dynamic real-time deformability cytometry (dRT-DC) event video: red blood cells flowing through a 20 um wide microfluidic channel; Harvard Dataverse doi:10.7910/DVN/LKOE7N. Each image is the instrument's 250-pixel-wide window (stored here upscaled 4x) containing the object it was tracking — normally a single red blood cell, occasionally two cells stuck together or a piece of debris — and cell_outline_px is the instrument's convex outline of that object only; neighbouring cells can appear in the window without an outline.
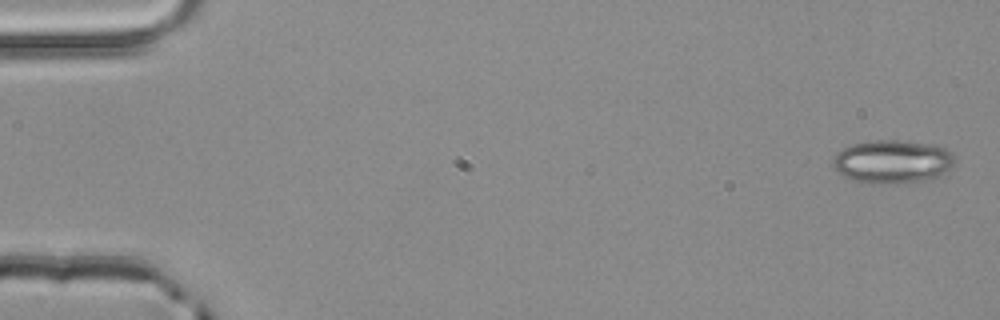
{"species": "common noctule bat (a hibernating species)", "species_latin": "Nyctalus noctula", "temperature_condition": "room temperature", "stored_images_in_passage": 4, "camera_frame_rate_fps": 3000, "um_per_image_px": 0.085, "animal": {"sex": "male", "body_mass_g": 20.4}, "frame": {"image": 1, "passage_image": 1, "time_ms": 0.0, "image_size_px": [1000, 320], "cell_outline_px": [[956, 160], [940, 176], [924, 180], [888, 184], [872, 184], [852, 180], [844, 176], [832, 168], [832, 160], [836, 152], [852, 144], [872, 140], [896, 140], [928, 144], [944, 148], [952, 152], [956, 156]], "centroid_in_image_um": [75.81, 13.74], "position_along_channel_um": 9.2, "area_um2": 30.87}}